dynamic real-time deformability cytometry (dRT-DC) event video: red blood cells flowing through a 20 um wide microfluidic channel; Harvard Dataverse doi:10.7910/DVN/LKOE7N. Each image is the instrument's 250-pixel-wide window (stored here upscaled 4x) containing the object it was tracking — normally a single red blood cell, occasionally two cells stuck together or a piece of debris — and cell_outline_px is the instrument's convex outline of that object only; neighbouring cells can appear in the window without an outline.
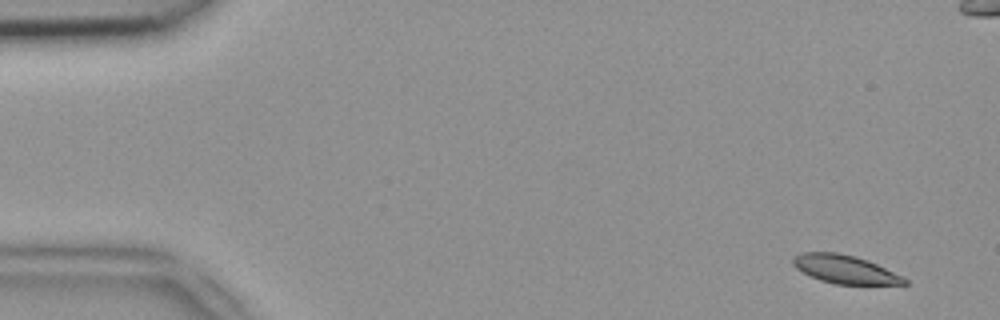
{"species": "common noctule bat (a hibernating species)", "species_latin": "Nyctalus noctula", "temperature_condition": "room temperature", "stored_images_in_passage": 15, "camera_frame_rate_fps": 3000, "um_per_image_px": 0.085, "animal": {"sex": "female", "body_mass_g": 18.4}, "frame": {"image": 1, "passage_image": 3, "time_ms": 0.667, "image_size_px": [1000, 320], "cell_outline_px": [[908, 284], [836, 284], [820, 280], [796, 268], [792, 264], [792, 256], [800, 252], [836, 252], [856, 256], [868, 260], [908, 280]], "centroid_in_image_um": [71.76, 22.87], "position_along_channel_um": 13.2, "area_um2": 18.21}}